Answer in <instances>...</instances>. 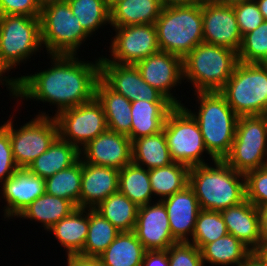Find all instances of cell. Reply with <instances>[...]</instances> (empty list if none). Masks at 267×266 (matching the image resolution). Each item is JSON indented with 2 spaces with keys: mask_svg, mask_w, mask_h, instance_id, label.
Segmentation results:
<instances>
[{
  "mask_svg": "<svg viewBox=\"0 0 267 266\" xmlns=\"http://www.w3.org/2000/svg\"><path fill=\"white\" fill-rule=\"evenodd\" d=\"M51 66L39 73L13 78L14 99H36L56 105L55 115L95 97L100 78V57L82 61L76 55L51 54Z\"/></svg>",
  "mask_w": 267,
  "mask_h": 266,
  "instance_id": "1",
  "label": "cell"
},
{
  "mask_svg": "<svg viewBox=\"0 0 267 266\" xmlns=\"http://www.w3.org/2000/svg\"><path fill=\"white\" fill-rule=\"evenodd\" d=\"M213 163L212 166L209 163L192 166L189 170L188 185L200 209L222 211L245 201V175L236 172L224 160L215 159Z\"/></svg>",
  "mask_w": 267,
  "mask_h": 266,
  "instance_id": "2",
  "label": "cell"
},
{
  "mask_svg": "<svg viewBox=\"0 0 267 266\" xmlns=\"http://www.w3.org/2000/svg\"><path fill=\"white\" fill-rule=\"evenodd\" d=\"M194 95L200 104L198 112L182 106L197 121L208 153L216 160H224L230 153L239 116L219 91L195 92Z\"/></svg>",
  "mask_w": 267,
  "mask_h": 266,
  "instance_id": "3",
  "label": "cell"
},
{
  "mask_svg": "<svg viewBox=\"0 0 267 266\" xmlns=\"http://www.w3.org/2000/svg\"><path fill=\"white\" fill-rule=\"evenodd\" d=\"M202 3L163 7L156 27L160 51L186 57L203 43Z\"/></svg>",
  "mask_w": 267,
  "mask_h": 266,
  "instance_id": "4",
  "label": "cell"
},
{
  "mask_svg": "<svg viewBox=\"0 0 267 266\" xmlns=\"http://www.w3.org/2000/svg\"><path fill=\"white\" fill-rule=\"evenodd\" d=\"M238 62L233 49L203 42L183 58V79L192 83L194 92L220 91Z\"/></svg>",
  "mask_w": 267,
  "mask_h": 266,
  "instance_id": "5",
  "label": "cell"
},
{
  "mask_svg": "<svg viewBox=\"0 0 267 266\" xmlns=\"http://www.w3.org/2000/svg\"><path fill=\"white\" fill-rule=\"evenodd\" d=\"M219 92L239 117L267 115V68L262 63L238 62Z\"/></svg>",
  "mask_w": 267,
  "mask_h": 266,
  "instance_id": "6",
  "label": "cell"
},
{
  "mask_svg": "<svg viewBox=\"0 0 267 266\" xmlns=\"http://www.w3.org/2000/svg\"><path fill=\"white\" fill-rule=\"evenodd\" d=\"M41 48L39 17L0 15V70L4 74Z\"/></svg>",
  "mask_w": 267,
  "mask_h": 266,
  "instance_id": "7",
  "label": "cell"
},
{
  "mask_svg": "<svg viewBox=\"0 0 267 266\" xmlns=\"http://www.w3.org/2000/svg\"><path fill=\"white\" fill-rule=\"evenodd\" d=\"M41 43L47 54L77 55L91 37L74 16L68 2L48 5L40 12ZM88 37V38H87Z\"/></svg>",
  "mask_w": 267,
  "mask_h": 266,
  "instance_id": "8",
  "label": "cell"
},
{
  "mask_svg": "<svg viewBox=\"0 0 267 266\" xmlns=\"http://www.w3.org/2000/svg\"><path fill=\"white\" fill-rule=\"evenodd\" d=\"M224 161L244 175L267 164V115L238 118L235 138Z\"/></svg>",
  "mask_w": 267,
  "mask_h": 266,
  "instance_id": "9",
  "label": "cell"
},
{
  "mask_svg": "<svg viewBox=\"0 0 267 266\" xmlns=\"http://www.w3.org/2000/svg\"><path fill=\"white\" fill-rule=\"evenodd\" d=\"M162 130L174 162L189 167L203 165L206 164L202 156L204 152L212 162L215 160L204 145L197 121L183 106H175L168 113Z\"/></svg>",
  "mask_w": 267,
  "mask_h": 266,
  "instance_id": "10",
  "label": "cell"
},
{
  "mask_svg": "<svg viewBox=\"0 0 267 266\" xmlns=\"http://www.w3.org/2000/svg\"><path fill=\"white\" fill-rule=\"evenodd\" d=\"M38 113L19 129L14 128L12 118L2 125L9 132L13 157L18 168H28L59 136L54 116H49L46 112Z\"/></svg>",
  "mask_w": 267,
  "mask_h": 266,
  "instance_id": "11",
  "label": "cell"
},
{
  "mask_svg": "<svg viewBox=\"0 0 267 266\" xmlns=\"http://www.w3.org/2000/svg\"><path fill=\"white\" fill-rule=\"evenodd\" d=\"M54 118L59 137L79 150L108 129L103 106L96 97L59 112Z\"/></svg>",
  "mask_w": 267,
  "mask_h": 266,
  "instance_id": "12",
  "label": "cell"
},
{
  "mask_svg": "<svg viewBox=\"0 0 267 266\" xmlns=\"http://www.w3.org/2000/svg\"><path fill=\"white\" fill-rule=\"evenodd\" d=\"M115 36L111 39V57L105 59L114 64H133L160 51L154 24L113 27Z\"/></svg>",
  "mask_w": 267,
  "mask_h": 266,
  "instance_id": "13",
  "label": "cell"
},
{
  "mask_svg": "<svg viewBox=\"0 0 267 266\" xmlns=\"http://www.w3.org/2000/svg\"><path fill=\"white\" fill-rule=\"evenodd\" d=\"M100 79L113 91L126 97L130 102H171L156 88L142 78L136 65L114 64L105 56L100 57Z\"/></svg>",
  "mask_w": 267,
  "mask_h": 266,
  "instance_id": "14",
  "label": "cell"
},
{
  "mask_svg": "<svg viewBox=\"0 0 267 266\" xmlns=\"http://www.w3.org/2000/svg\"><path fill=\"white\" fill-rule=\"evenodd\" d=\"M202 17L204 43L239 51L243 36L237 24L233 7L204 0Z\"/></svg>",
  "mask_w": 267,
  "mask_h": 266,
  "instance_id": "15",
  "label": "cell"
},
{
  "mask_svg": "<svg viewBox=\"0 0 267 266\" xmlns=\"http://www.w3.org/2000/svg\"><path fill=\"white\" fill-rule=\"evenodd\" d=\"M135 65L143 80L151 87L160 91L175 106L183 105L171 93L172 88L180 85L183 80V59L181 57L165 51H158L138 61Z\"/></svg>",
  "mask_w": 267,
  "mask_h": 266,
  "instance_id": "16",
  "label": "cell"
},
{
  "mask_svg": "<svg viewBox=\"0 0 267 266\" xmlns=\"http://www.w3.org/2000/svg\"><path fill=\"white\" fill-rule=\"evenodd\" d=\"M80 159L95 166L121 170L132 162L131 139L107 129L80 149Z\"/></svg>",
  "mask_w": 267,
  "mask_h": 266,
  "instance_id": "17",
  "label": "cell"
},
{
  "mask_svg": "<svg viewBox=\"0 0 267 266\" xmlns=\"http://www.w3.org/2000/svg\"><path fill=\"white\" fill-rule=\"evenodd\" d=\"M133 232L146 250H167L177 243L171 233L167 210L160 200L139 207Z\"/></svg>",
  "mask_w": 267,
  "mask_h": 266,
  "instance_id": "18",
  "label": "cell"
},
{
  "mask_svg": "<svg viewBox=\"0 0 267 266\" xmlns=\"http://www.w3.org/2000/svg\"><path fill=\"white\" fill-rule=\"evenodd\" d=\"M1 185L2 197L7 203L3 210L4 219L17 218L26 207L46 192L45 179L31 173L27 168H19Z\"/></svg>",
  "mask_w": 267,
  "mask_h": 266,
  "instance_id": "19",
  "label": "cell"
},
{
  "mask_svg": "<svg viewBox=\"0 0 267 266\" xmlns=\"http://www.w3.org/2000/svg\"><path fill=\"white\" fill-rule=\"evenodd\" d=\"M167 210L173 238L177 242H189L200 209L193 189L187 185L183 190L161 200Z\"/></svg>",
  "mask_w": 267,
  "mask_h": 266,
  "instance_id": "20",
  "label": "cell"
},
{
  "mask_svg": "<svg viewBox=\"0 0 267 266\" xmlns=\"http://www.w3.org/2000/svg\"><path fill=\"white\" fill-rule=\"evenodd\" d=\"M119 171L82 161L80 207L94 209L104 199L118 192Z\"/></svg>",
  "mask_w": 267,
  "mask_h": 266,
  "instance_id": "21",
  "label": "cell"
},
{
  "mask_svg": "<svg viewBox=\"0 0 267 266\" xmlns=\"http://www.w3.org/2000/svg\"><path fill=\"white\" fill-rule=\"evenodd\" d=\"M228 234H232L252 252L261 241L258 209L248 200L220 211Z\"/></svg>",
  "mask_w": 267,
  "mask_h": 266,
  "instance_id": "22",
  "label": "cell"
},
{
  "mask_svg": "<svg viewBox=\"0 0 267 266\" xmlns=\"http://www.w3.org/2000/svg\"><path fill=\"white\" fill-rule=\"evenodd\" d=\"M174 107L172 102H131V142L162 131L166 117Z\"/></svg>",
  "mask_w": 267,
  "mask_h": 266,
  "instance_id": "23",
  "label": "cell"
},
{
  "mask_svg": "<svg viewBox=\"0 0 267 266\" xmlns=\"http://www.w3.org/2000/svg\"><path fill=\"white\" fill-rule=\"evenodd\" d=\"M95 97L103 106L108 129L131 139V102L110 89L100 78L96 83Z\"/></svg>",
  "mask_w": 267,
  "mask_h": 266,
  "instance_id": "24",
  "label": "cell"
},
{
  "mask_svg": "<svg viewBox=\"0 0 267 266\" xmlns=\"http://www.w3.org/2000/svg\"><path fill=\"white\" fill-rule=\"evenodd\" d=\"M88 227L89 209L77 207L47 231L52 232L56 240L66 249V255H78L86 242Z\"/></svg>",
  "mask_w": 267,
  "mask_h": 266,
  "instance_id": "25",
  "label": "cell"
},
{
  "mask_svg": "<svg viewBox=\"0 0 267 266\" xmlns=\"http://www.w3.org/2000/svg\"><path fill=\"white\" fill-rule=\"evenodd\" d=\"M79 159L80 150L58 136L51 146L37 157L27 169L31 173L46 179L71 167Z\"/></svg>",
  "mask_w": 267,
  "mask_h": 266,
  "instance_id": "26",
  "label": "cell"
},
{
  "mask_svg": "<svg viewBox=\"0 0 267 266\" xmlns=\"http://www.w3.org/2000/svg\"><path fill=\"white\" fill-rule=\"evenodd\" d=\"M162 8L160 0H123L110 10V26L154 24Z\"/></svg>",
  "mask_w": 267,
  "mask_h": 266,
  "instance_id": "27",
  "label": "cell"
},
{
  "mask_svg": "<svg viewBox=\"0 0 267 266\" xmlns=\"http://www.w3.org/2000/svg\"><path fill=\"white\" fill-rule=\"evenodd\" d=\"M76 208L71 201L45 192L26 207L17 218L38 221L47 231Z\"/></svg>",
  "mask_w": 267,
  "mask_h": 266,
  "instance_id": "28",
  "label": "cell"
},
{
  "mask_svg": "<svg viewBox=\"0 0 267 266\" xmlns=\"http://www.w3.org/2000/svg\"><path fill=\"white\" fill-rule=\"evenodd\" d=\"M132 162L146 167L147 170L167 166L174 162L163 130L132 142Z\"/></svg>",
  "mask_w": 267,
  "mask_h": 266,
  "instance_id": "29",
  "label": "cell"
},
{
  "mask_svg": "<svg viewBox=\"0 0 267 266\" xmlns=\"http://www.w3.org/2000/svg\"><path fill=\"white\" fill-rule=\"evenodd\" d=\"M146 249L132 232H120L98 257L104 266H142Z\"/></svg>",
  "mask_w": 267,
  "mask_h": 266,
  "instance_id": "30",
  "label": "cell"
},
{
  "mask_svg": "<svg viewBox=\"0 0 267 266\" xmlns=\"http://www.w3.org/2000/svg\"><path fill=\"white\" fill-rule=\"evenodd\" d=\"M252 251L232 234H227L201 249L203 265L240 266Z\"/></svg>",
  "mask_w": 267,
  "mask_h": 266,
  "instance_id": "31",
  "label": "cell"
},
{
  "mask_svg": "<svg viewBox=\"0 0 267 266\" xmlns=\"http://www.w3.org/2000/svg\"><path fill=\"white\" fill-rule=\"evenodd\" d=\"M118 191L138 207L151 203L149 170L131 162L119 171Z\"/></svg>",
  "mask_w": 267,
  "mask_h": 266,
  "instance_id": "32",
  "label": "cell"
},
{
  "mask_svg": "<svg viewBox=\"0 0 267 266\" xmlns=\"http://www.w3.org/2000/svg\"><path fill=\"white\" fill-rule=\"evenodd\" d=\"M189 170V166L178 162L149 170L153 195L161 201L183 190L189 184Z\"/></svg>",
  "mask_w": 267,
  "mask_h": 266,
  "instance_id": "33",
  "label": "cell"
},
{
  "mask_svg": "<svg viewBox=\"0 0 267 266\" xmlns=\"http://www.w3.org/2000/svg\"><path fill=\"white\" fill-rule=\"evenodd\" d=\"M120 232L134 230L139 207L119 191L94 208Z\"/></svg>",
  "mask_w": 267,
  "mask_h": 266,
  "instance_id": "34",
  "label": "cell"
},
{
  "mask_svg": "<svg viewBox=\"0 0 267 266\" xmlns=\"http://www.w3.org/2000/svg\"><path fill=\"white\" fill-rule=\"evenodd\" d=\"M119 233L120 231L99 212L89 209L88 236L79 255L98 258Z\"/></svg>",
  "mask_w": 267,
  "mask_h": 266,
  "instance_id": "35",
  "label": "cell"
},
{
  "mask_svg": "<svg viewBox=\"0 0 267 266\" xmlns=\"http://www.w3.org/2000/svg\"><path fill=\"white\" fill-rule=\"evenodd\" d=\"M82 181V160L79 159L71 167L61 170L45 179L47 194L67 199L76 207H80Z\"/></svg>",
  "mask_w": 267,
  "mask_h": 266,
  "instance_id": "36",
  "label": "cell"
},
{
  "mask_svg": "<svg viewBox=\"0 0 267 266\" xmlns=\"http://www.w3.org/2000/svg\"><path fill=\"white\" fill-rule=\"evenodd\" d=\"M67 2L73 15L78 16L79 23L90 36L101 26L110 24V10L106 0H68Z\"/></svg>",
  "mask_w": 267,
  "mask_h": 266,
  "instance_id": "37",
  "label": "cell"
},
{
  "mask_svg": "<svg viewBox=\"0 0 267 266\" xmlns=\"http://www.w3.org/2000/svg\"><path fill=\"white\" fill-rule=\"evenodd\" d=\"M228 234L226 224L220 211L200 210L195 223L192 238L189 243L194 244L200 250L208 243ZM192 242H191V241Z\"/></svg>",
  "mask_w": 267,
  "mask_h": 266,
  "instance_id": "38",
  "label": "cell"
},
{
  "mask_svg": "<svg viewBox=\"0 0 267 266\" xmlns=\"http://www.w3.org/2000/svg\"><path fill=\"white\" fill-rule=\"evenodd\" d=\"M237 53L242 63H263L267 59V21L243 36Z\"/></svg>",
  "mask_w": 267,
  "mask_h": 266,
  "instance_id": "39",
  "label": "cell"
},
{
  "mask_svg": "<svg viewBox=\"0 0 267 266\" xmlns=\"http://www.w3.org/2000/svg\"><path fill=\"white\" fill-rule=\"evenodd\" d=\"M246 200L255 207L267 204V164L245 174Z\"/></svg>",
  "mask_w": 267,
  "mask_h": 266,
  "instance_id": "40",
  "label": "cell"
},
{
  "mask_svg": "<svg viewBox=\"0 0 267 266\" xmlns=\"http://www.w3.org/2000/svg\"><path fill=\"white\" fill-rule=\"evenodd\" d=\"M169 266H205L201 250L189 242H177L168 249Z\"/></svg>",
  "mask_w": 267,
  "mask_h": 266,
  "instance_id": "41",
  "label": "cell"
},
{
  "mask_svg": "<svg viewBox=\"0 0 267 266\" xmlns=\"http://www.w3.org/2000/svg\"><path fill=\"white\" fill-rule=\"evenodd\" d=\"M237 24L242 36L253 31L264 22L256 1L241 3L233 6Z\"/></svg>",
  "mask_w": 267,
  "mask_h": 266,
  "instance_id": "42",
  "label": "cell"
},
{
  "mask_svg": "<svg viewBox=\"0 0 267 266\" xmlns=\"http://www.w3.org/2000/svg\"><path fill=\"white\" fill-rule=\"evenodd\" d=\"M19 168L13 157L9 132L0 126V184L10 178Z\"/></svg>",
  "mask_w": 267,
  "mask_h": 266,
  "instance_id": "43",
  "label": "cell"
},
{
  "mask_svg": "<svg viewBox=\"0 0 267 266\" xmlns=\"http://www.w3.org/2000/svg\"><path fill=\"white\" fill-rule=\"evenodd\" d=\"M36 0H0V15H25L40 17Z\"/></svg>",
  "mask_w": 267,
  "mask_h": 266,
  "instance_id": "44",
  "label": "cell"
},
{
  "mask_svg": "<svg viewBox=\"0 0 267 266\" xmlns=\"http://www.w3.org/2000/svg\"><path fill=\"white\" fill-rule=\"evenodd\" d=\"M142 266H169L168 250H146Z\"/></svg>",
  "mask_w": 267,
  "mask_h": 266,
  "instance_id": "45",
  "label": "cell"
},
{
  "mask_svg": "<svg viewBox=\"0 0 267 266\" xmlns=\"http://www.w3.org/2000/svg\"><path fill=\"white\" fill-rule=\"evenodd\" d=\"M67 266H104L99 258L67 255Z\"/></svg>",
  "mask_w": 267,
  "mask_h": 266,
  "instance_id": "46",
  "label": "cell"
},
{
  "mask_svg": "<svg viewBox=\"0 0 267 266\" xmlns=\"http://www.w3.org/2000/svg\"><path fill=\"white\" fill-rule=\"evenodd\" d=\"M261 240H267V204L257 207Z\"/></svg>",
  "mask_w": 267,
  "mask_h": 266,
  "instance_id": "47",
  "label": "cell"
},
{
  "mask_svg": "<svg viewBox=\"0 0 267 266\" xmlns=\"http://www.w3.org/2000/svg\"><path fill=\"white\" fill-rule=\"evenodd\" d=\"M163 7L194 5L202 3L204 0H160Z\"/></svg>",
  "mask_w": 267,
  "mask_h": 266,
  "instance_id": "48",
  "label": "cell"
},
{
  "mask_svg": "<svg viewBox=\"0 0 267 266\" xmlns=\"http://www.w3.org/2000/svg\"><path fill=\"white\" fill-rule=\"evenodd\" d=\"M253 253L267 265V240H261Z\"/></svg>",
  "mask_w": 267,
  "mask_h": 266,
  "instance_id": "49",
  "label": "cell"
},
{
  "mask_svg": "<svg viewBox=\"0 0 267 266\" xmlns=\"http://www.w3.org/2000/svg\"><path fill=\"white\" fill-rule=\"evenodd\" d=\"M240 266H267V265L256 254L252 252Z\"/></svg>",
  "mask_w": 267,
  "mask_h": 266,
  "instance_id": "50",
  "label": "cell"
},
{
  "mask_svg": "<svg viewBox=\"0 0 267 266\" xmlns=\"http://www.w3.org/2000/svg\"><path fill=\"white\" fill-rule=\"evenodd\" d=\"M4 73L0 70V83L4 86H7L9 92L12 94V97L14 96V83H13V78H8L6 75L3 76ZM4 78V79H3ZM9 86V87H8Z\"/></svg>",
  "mask_w": 267,
  "mask_h": 266,
  "instance_id": "51",
  "label": "cell"
},
{
  "mask_svg": "<svg viewBox=\"0 0 267 266\" xmlns=\"http://www.w3.org/2000/svg\"><path fill=\"white\" fill-rule=\"evenodd\" d=\"M214 3L220 4V5H225V6H235L237 4L241 3H246V2H251L254 0H211Z\"/></svg>",
  "mask_w": 267,
  "mask_h": 266,
  "instance_id": "52",
  "label": "cell"
},
{
  "mask_svg": "<svg viewBox=\"0 0 267 266\" xmlns=\"http://www.w3.org/2000/svg\"><path fill=\"white\" fill-rule=\"evenodd\" d=\"M258 4L259 10L263 15L265 21H267V0H255Z\"/></svg>",
  "mask_w": 267,
  "mask_h": 266,
  "instance_id": "53",
  "label": "cell"
},
{
  "mask_svg": "<svg viewBox=\"0 0 267 266\" xmlns=\"http://www.w3.org/2000/svg\"><path fill=\"white\" fill-rule=\"evenodd\" d=\"M37 4L40 9H43L44 7L54 4V3H59V2H66L68 0H36Z\"/></svg>",
  "mask_w": 267,
  "mask_h": 266,
  "instance_id": "54",
  "label": "cell"
},
{
  "mask_svg": "<svg viewBox=\"0 0 267 266\" xmlns=\"http://www.w3.org/2000/svg\"><path fill=\"white\" fill-rule=\"evenodd\" d=\"M123 0H106V4L109 10H111L116 4Z\"/></svg>",
  "mask_w": 267,
  "mask_h": 266,
  "instance_id": "55",
  "label": "cell"
},
{
  "mask_svg": "<svg viewBox=\"0 0 267 266\" xmlns=\"http://www.w3.org/2000/svg\"><path fill=\"white\" fill-rule=\"evenodd\" d=\"M262 64L267 68V59Z\"/></svg>",
  "mask_w": 267,
  "mask_h": 266,
  "instance_id": "56",
  "label": "cell"
}]
</instances>
